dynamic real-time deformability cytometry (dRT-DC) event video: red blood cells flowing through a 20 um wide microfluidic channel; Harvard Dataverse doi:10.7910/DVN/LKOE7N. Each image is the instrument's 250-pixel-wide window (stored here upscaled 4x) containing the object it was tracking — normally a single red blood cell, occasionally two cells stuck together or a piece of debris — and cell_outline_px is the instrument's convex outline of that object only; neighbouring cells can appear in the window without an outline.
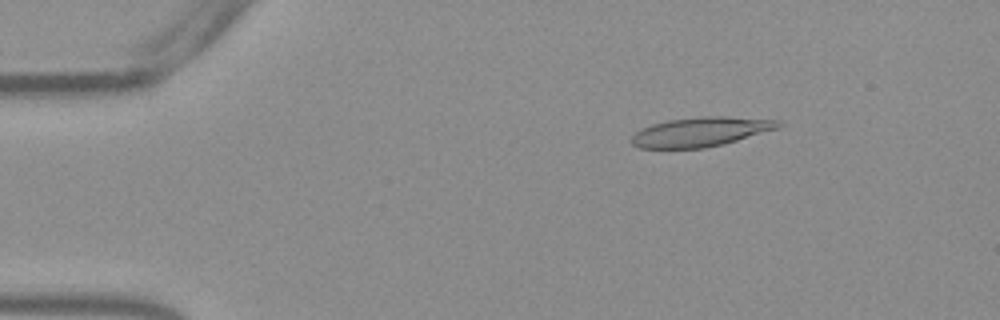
{"species": "Egyptian fruit bat (a non-hibernating species)", "species_latin": "Rousettus aegyptiacus", "temperature_condition": "warm", "stored_images_in_passage": 53, "camera_frame_rate_fps": 3000, "um_per_image_px": 0.085, "frame": {"image": 1, "passage_image": 8, "time_ms": 2.333, "image_size_px": [1000, 320], "cell_outline_px": [[784, 124], [780, 128], [724, 144], [704, 148], [640, 148], [632, 144], [632, 136], [640, 128], [652, 124], [668, 120], [700, 116], [728, 116], [780, 120]], "centroid_in_image_um": [59.61, 11.19], "position_along_channel_um": 25.4, "area_um2": 25.37}}
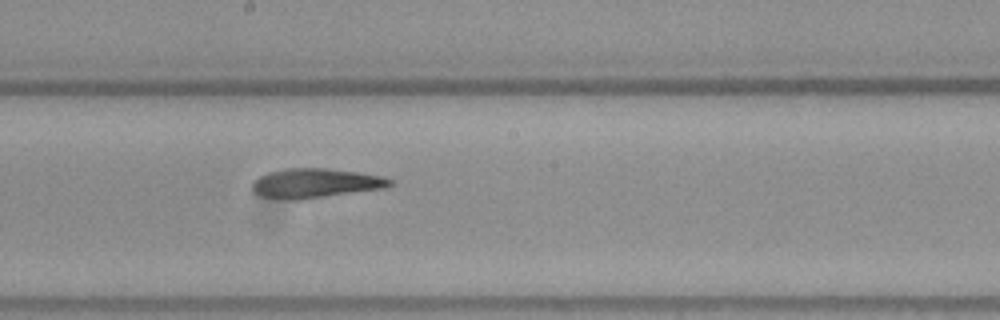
{"frame": {"image": 2, "passage_image": 29, "time_ms": 9.333, "image_size_px": [1000, 320], "cell_outline_px": [[392, 184], [388, 188], [300, 200], [284, 200], [260, 196], [252, 192], [252, 184], [260, 176], [268, 172], [284, 168], [324, 168], [356, 172], [384, 176], [392, 180]], "centroid_in_image_um": [26.81, 15.58], "position_along_channel_um": 221.4, "area_um2": 23.93}}
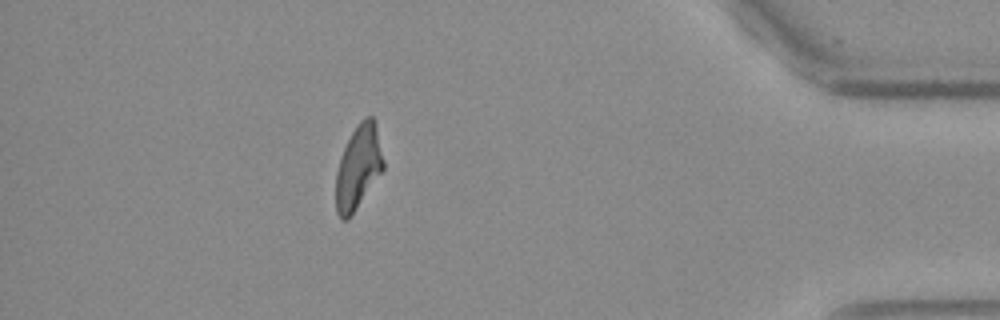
{"frame": {"image": 3, "passage_image": 47, "time_ms": 15.333, "image_size_px": [1000, 320], "cell_outline_px": [[384, 168], [352, 216], [348, 220], [340, 220], [336, 212], [336, 172], [344, 148], [352, 132], [360, 120], [364, 116], [372, 116], [376, 120], [384, 160]], "centroid_in_image_um": [30.47, 14.21], "position_along_channel_um": 404.7, "area_um2": 23.41}, "authors_computed_cell_mechanics": {"area_um2": 24.3338, "velocity_mm_per_s": 3.8191, "shape_relaxation_time_tau1_ms": null, "shape_relaxation_time_tau2_ms": 3.2639, "deformation_change_tau1": null, "deformation_change_tau2": 0.1317}}